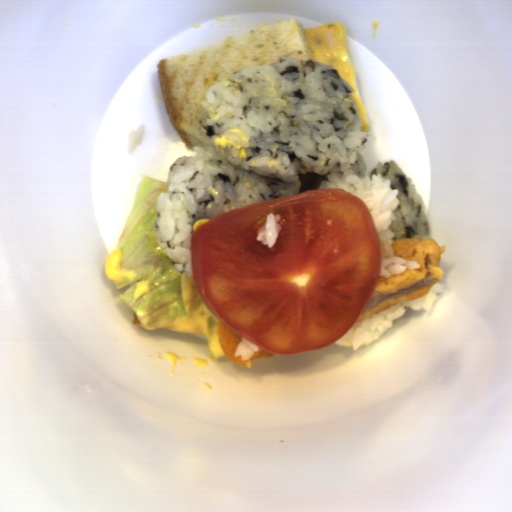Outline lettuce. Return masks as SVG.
<instances>
[{
  "label": "lettuce",
  "instance_id": "lettuce-1",
  "mask_svg": "<svg viewBox=\"0 0 512 512\" xmlns=\"http://www.w3.org/2000/svg\"><path fill=\"white\" fill-rule=\"evenodd\" d=\"M167 187L168 183L141 177L117 246L104 262L106 277L149 331L195 315L206 317L210 356L217 360L225 355L217 334L219 319L199 296L193 278L172 267L157 237L159 195Z\"/></svg>",
  "mask_w": 512,
  "mask_h": 512
}]
</instances>
